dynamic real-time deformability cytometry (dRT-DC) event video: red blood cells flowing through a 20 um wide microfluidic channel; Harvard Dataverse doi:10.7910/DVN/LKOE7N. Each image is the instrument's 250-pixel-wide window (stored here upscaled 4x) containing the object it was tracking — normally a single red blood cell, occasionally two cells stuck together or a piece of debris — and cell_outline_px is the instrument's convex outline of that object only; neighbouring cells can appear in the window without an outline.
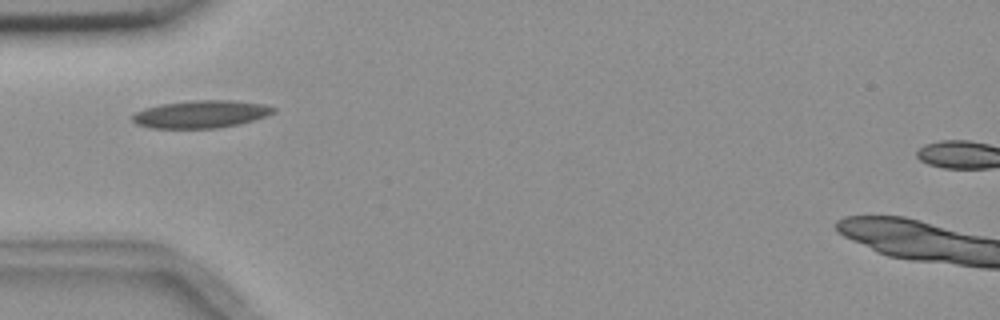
{"species": "common noctule bat (a hibernating species)", "species_latin": "Nyctalus noctula", "temperature_condition": "room temperature", "stored_images_in_passage": 6, "camera_frame_rate_fps": 3000, "um_per_image_px": 0.085, "animal": {"sex": "female", "body_mass_g": 18.4}, "frame": {"image": 1, "passage_image": 1, "time_ms": 0.0, "image_size_px": [1000, 320], "cell_outline_px": [[276, 112], [252, 120], [236, 124], [216, 128], [152, 128], [136, 124], [132, 120], [132, 116], [136, 112], [144, 108], [160, 104], [196, 100], [236, 100], [264, 104], [276, 108]], "centroid_in_image_um": [17.06, 9.69], "position_along_channel_um": 67.9, "area_um2": 22.54}}
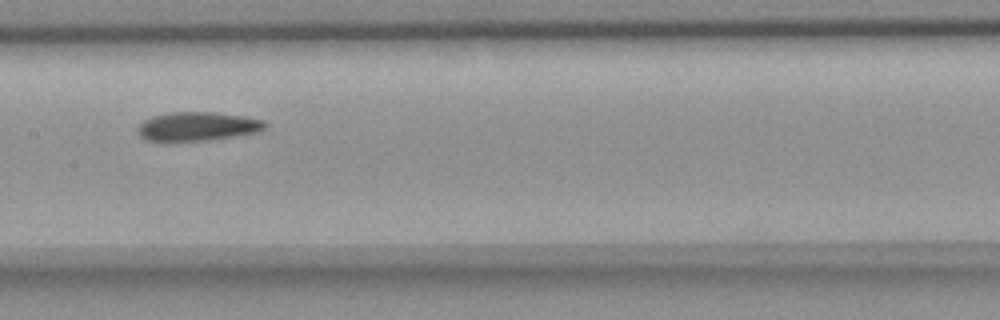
{"frame": {"image": 2, "passage_image": 4, "time_ms": 3.333, "image_size_px": [1000, 320], "cell_outline_px": [[268, 128], [260, 132], [208, 140], [168, 144], [164, 144], [144, 140], [136, 132], [136, 128], [144, 120], [152, 116], [172, 112], [212, 112], [244, 116], [264, 120], [268, 124]], "centroid_in_image_um": [16.73, 10.79], "position_along_channel_um": 190.7, "area_um2": 22.43}}
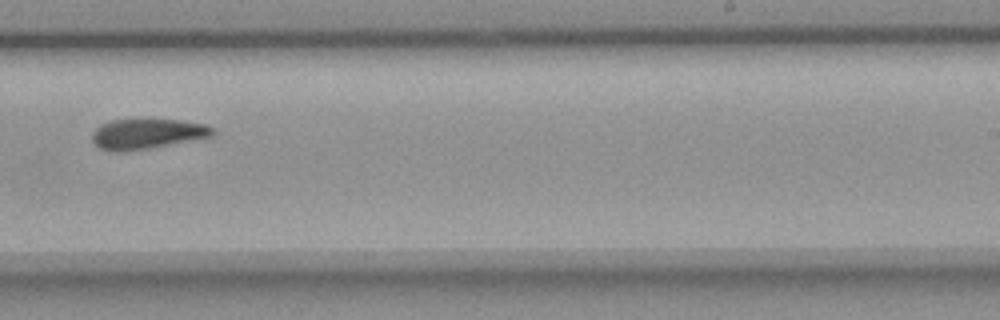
{"frame": {"image": 3, "passage_image": 6, "time_ms": 5.667, "image_size_px": [1000, 320], "cell_outline_px": [[216, 132], [212, 136], [148, 148], [120, 152], [112, 152], [100, 148], [92, 140], [92, 132], [100, 124], [112, 120], [180, 120], [204, 124], [216, 128]], "centroid_in_image_um": [12.49, 11.37], "position_along_channel_um": 276.5, "area_um2": 20.98}}